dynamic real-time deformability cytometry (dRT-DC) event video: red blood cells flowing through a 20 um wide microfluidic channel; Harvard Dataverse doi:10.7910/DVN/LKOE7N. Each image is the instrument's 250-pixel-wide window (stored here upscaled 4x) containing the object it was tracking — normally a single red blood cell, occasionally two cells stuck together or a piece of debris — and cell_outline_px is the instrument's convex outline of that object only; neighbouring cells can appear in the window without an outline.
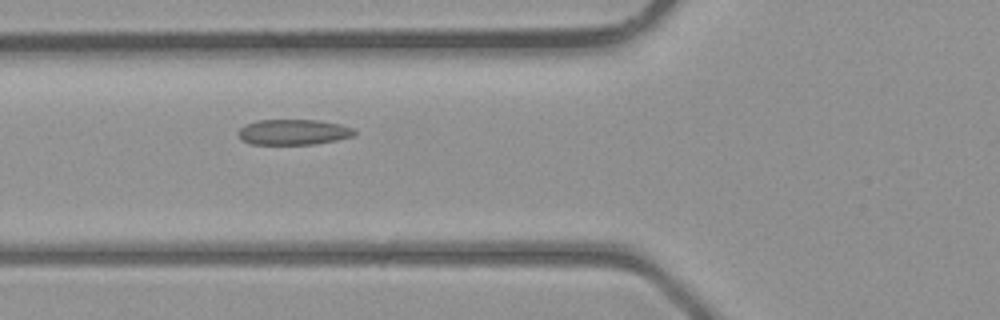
{"species": "common noctule bat (a hibernating species)", "species_latin": "Nyctalus noctula", "temperature_condition": "room temperature", "stored_images_in_passage": 8, "camera_frame_rate_fps": 3000, "um_per_image_px": 0.085, "animal": {"sex": "male", "body_mass_g": 23.1, "forearm_length_mm": 52.7}, "frame": {"image": 1, "passage_image": 3, "time_ms": 0.667, "image_size_px": [1000, 320], "cell_outline_px": [[356, 136], [316, 144], [252, 144], [244, 140], [240, 136], [240, 128], [244, 124], [256, 120], [320, 120], [340, 124], [352, 128], [356, 132]], "centroid_in_image_um": [24.99, 11.22], "position_along_channel_um": 100.8, "area_um2": 17.22}}